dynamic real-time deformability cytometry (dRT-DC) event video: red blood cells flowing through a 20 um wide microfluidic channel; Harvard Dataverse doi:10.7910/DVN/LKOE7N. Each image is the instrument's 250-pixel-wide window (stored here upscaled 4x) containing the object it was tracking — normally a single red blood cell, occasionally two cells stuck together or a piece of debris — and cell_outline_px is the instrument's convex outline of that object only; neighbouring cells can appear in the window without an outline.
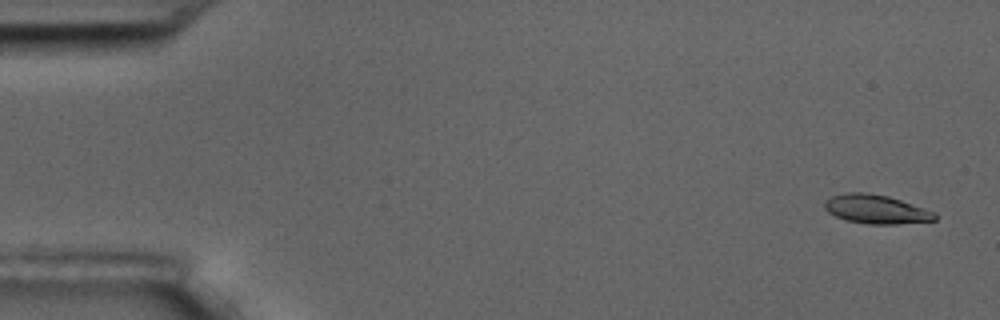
{"species": "common noctule bat (a hibernating species)", "species_latin": "Nyctalus noctula", "temperature_condition": "room temperature", "stored_images_in_passage": 6, "camera_frame_rate_fps": 3000, "um_per_image_px": 0.085, "animal": {"sex": "male", "body_mass_g": 17.5, "forearm_length_mm": 52.3}, "frame": {"image": 1, "passage_image": 1, "time_ms": 0.0, "image_size_px": [1000, 320], "cell_outline_px": [[936, 220], [896, 224], [868, 224], [844, 220], [828, 212], [824, 208], [824, 200], [832, 196], [848, 192], [864, 192], [888, 196], [936, 212]], "centroid_in_image_um": [74.44, 17.78], "position_along_channel_um": 10.6, "area_um2": 18.55}}
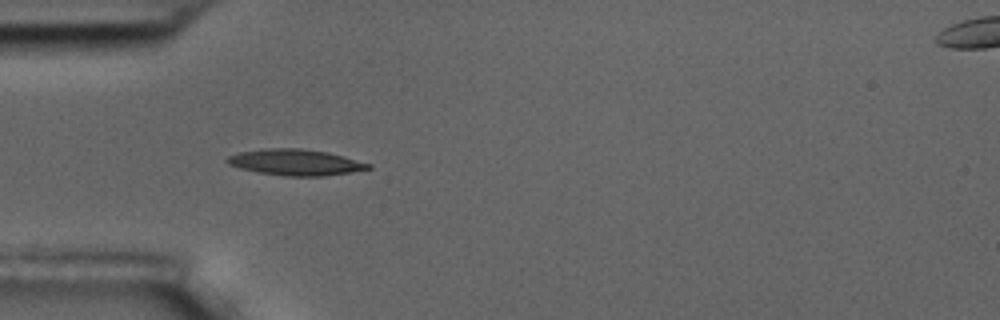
{"frame": {"image": 2, "passage_image": 5, "time_ms": 5.0, "image_size_px": [1000, 320], "cell_outline_px": [[372, 168], [352, 172], [324, 176], [284, 176], [260, 172], [240, 168], [228, 164], [224, 160], [228, 156], [240, 152], [264, 148], [300, 148], [328, 152], [372, 164]], "centroid_in_image_um": [25.12, 13.79], "position_along_channel_um": 59.9, "area_um2": 21.44}}